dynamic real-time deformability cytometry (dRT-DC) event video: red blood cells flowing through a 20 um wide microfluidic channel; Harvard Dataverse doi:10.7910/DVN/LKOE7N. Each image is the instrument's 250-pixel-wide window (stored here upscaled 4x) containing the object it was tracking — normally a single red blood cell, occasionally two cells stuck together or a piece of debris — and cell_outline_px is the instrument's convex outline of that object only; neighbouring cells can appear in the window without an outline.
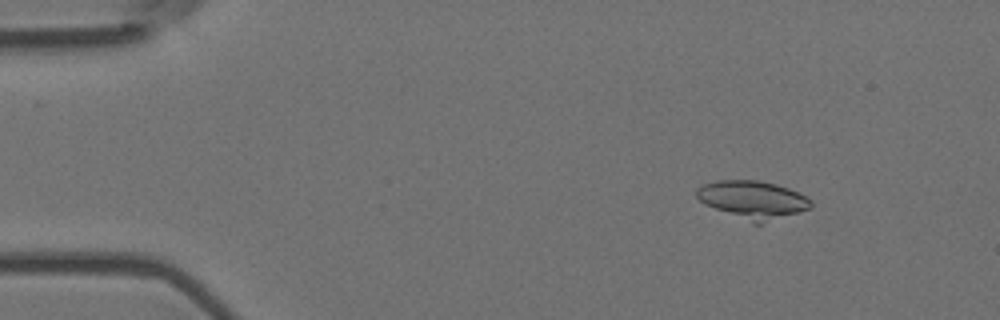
{"species": "Egyptian fruit bat (a non-hibernating species)", "species_latin": "Rousettus aegyptiacus", "temperature_condition": "room temperature", "stored_images_in_passage": 7, "camera_frame_rate_fps": 3000, "um_per_image_px": 0.085, "animal": {"sex": "female"}, "frame": {"image": 1, "passage_image": 1, "time_ms": 0.0, "image_size_px": [1000, 320], "cell_outline_px": [[812, 208], [800, 212], [760, 224], [752, 224], [704, 204], [696, 196], [696, 188], [704, 184], [716, 180], [760, 180], [776, 184], [800, 192], [812, 200]], "centroid_in_image_um": [64.0, 16.98], "position_along_channel_um": 21.0, "area_um2": 25.55}}
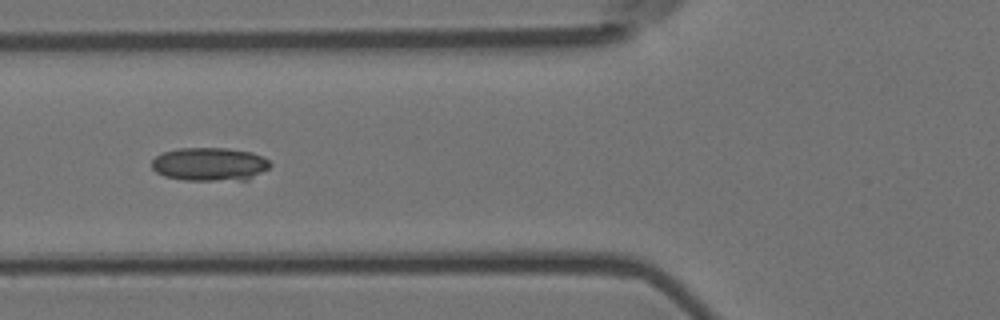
{"frame": {"image": 2, "passage_image": 5, "time_ms": 1.333, "image_size_px": [1000, 320], "cell_outline_px": [[272, 164], [268, 168], [248, 180], [184, 180], [164, 176], [156, 172], [152, 168], [152, 160], [156, 156], [164, 152], [180, 148], [228, 148], [252, 152], [268, 160]], "centroid_in_image_um": [17.82, 13.96], "position_along_channel_um": 108.0, "area_um2": 23.0}}
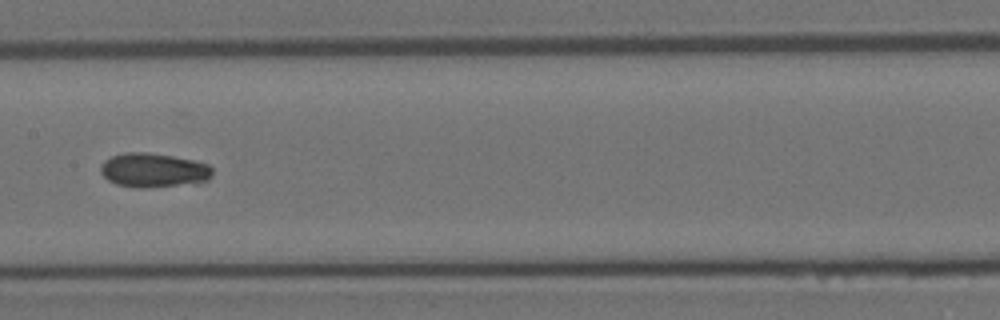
{"frame": {"image": 3, "passage_image": 7, "time_ms": 2.0, "image_size_px": [1000, 320], "cell_outline_px": [[212, 176], [208, 180], [144, 188], [140, 188], [116, 184], [108, 180], [100, 172], [100, 164], [104, 160], [112, 156], [124, 152], [148, 152], [172, 156], [192, 160], [208, 164], [212, 168]], "centroid_in_image_um": [12.99, 14.44], "position_along_channel_um": 194.4, "area_um2": 22.02}}